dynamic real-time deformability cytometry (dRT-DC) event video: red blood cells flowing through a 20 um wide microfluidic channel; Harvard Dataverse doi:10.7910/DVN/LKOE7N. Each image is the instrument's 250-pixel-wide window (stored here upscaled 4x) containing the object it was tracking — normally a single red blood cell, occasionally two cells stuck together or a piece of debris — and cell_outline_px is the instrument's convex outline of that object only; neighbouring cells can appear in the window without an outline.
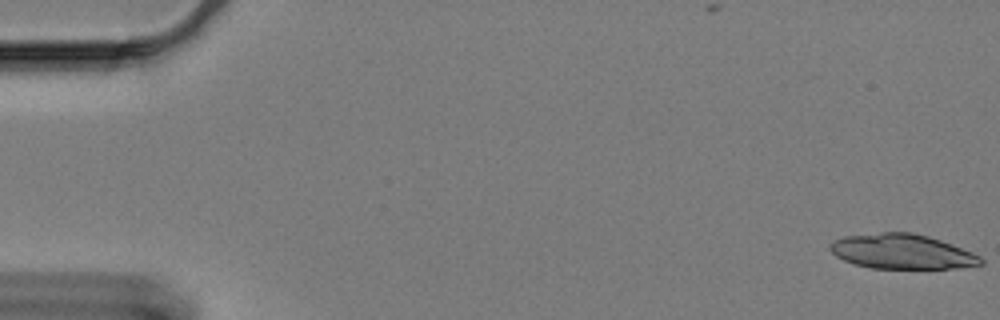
{"species": "Egyptian fruit bat (a non-hibernating species)", "species_latin": "Rousettus aegyptiacus", "temperature_condition": "cold", "stored_images_in_passage": 19, "camera_frame_rate_fps": 3000, "um_per_image_px": 0.085, "animal": {"sex": "female"}, "frame": {"image": 1, "passage_image": 1, "time_ms": 0.0, "image_size_px": [1000, 320], "cell_outline_px": [[984, 264], [960, 268], [872, 268], [852, 264], [836, 256], [828, 248], [836, 240], [844, 236], [880, 232], [912, 232], [928, 236], [940, 240], [972, 252], [980, 256], [984, 260]], "centroid_in_image_um": [76.68, 21.38], "position_along_channel_um": 8.3, "area_um2": 30.52}}
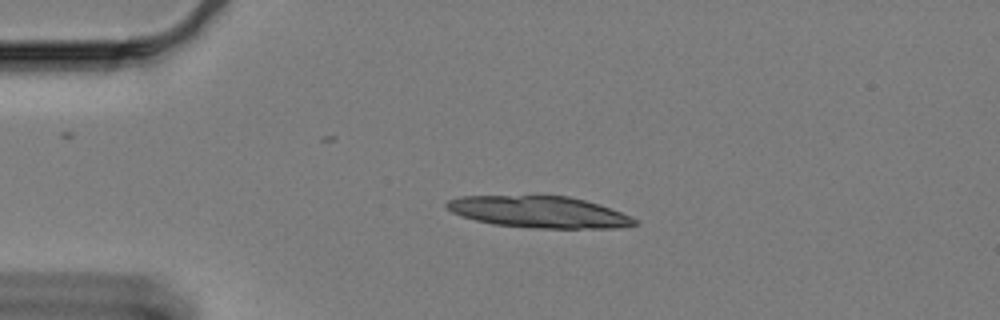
{"frame": {"image": 2, "passage_image": 14, "time_ms": 4.333, "image_size_px": [1000, 320], "cell_outline_px": [[636, 224], [616, 228], [532, 228], [492, 224], [460, 216], [452, 212], [444, 204], [448, 200], [460, 196], [536, 192], [568, 196], [600, 204], [620, 212], [636, 220]], "centroid_in_image_um": [45.71, 17.95], "position_along_channel_um": 39.3, "area_um2": 35.95}}